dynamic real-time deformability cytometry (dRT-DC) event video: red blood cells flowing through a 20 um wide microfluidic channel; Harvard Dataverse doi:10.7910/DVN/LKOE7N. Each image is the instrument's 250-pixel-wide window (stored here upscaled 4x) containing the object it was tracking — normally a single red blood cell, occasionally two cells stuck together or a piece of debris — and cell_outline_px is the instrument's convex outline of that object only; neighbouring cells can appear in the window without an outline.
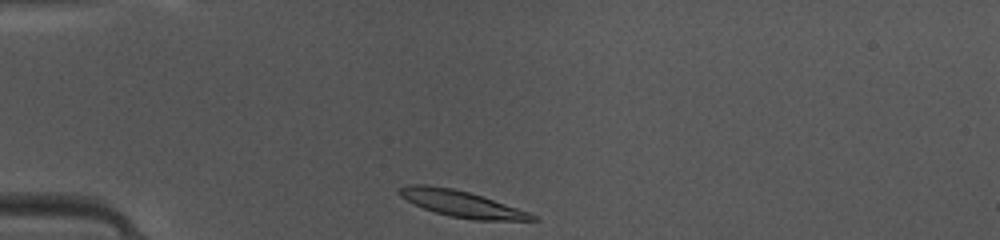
{"species": "common noctule bat (a hibernating species)", "species_latin": "Nyctalus noctula", "temperature_condition": "warm", "stored_images_in_passage": 37, "camera_frame_rate_fps": 3000, "um_per_image_px": 0.085, "animal": {"sex": "female", "body_mass_g": 10.0, "forearm_length_mm": 53.1}, "frame": {"image": 1, "passage_image": 1, "time_ms": 0.0, "image_size_px": [1000, 240], "cell_outline_px": [[540, 220], [472, 220], [452, 216], [436, 212], [424, 208], [400, 196], [396, 192], [396, 188], [408, 184], [428, 184], [452, 188], [468, 192], [528, 212], [536, 216]], "centroid_in_image_um": [39.15, 17.3], "position_along_channel_um": 45.8, "area_um2": 20.0}}
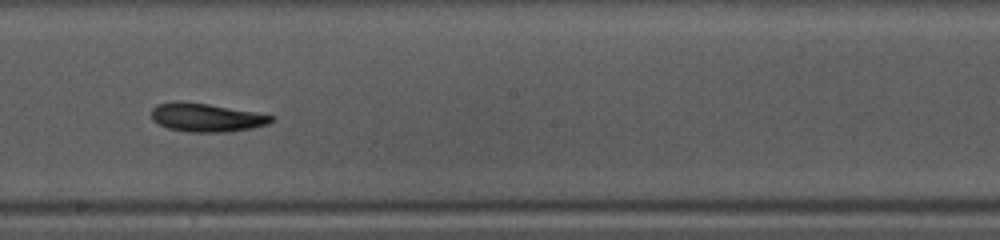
{"frame": {"image": 2, "passage_image": 16, "time_ms": 5.0, "image_size_px": [1000, 240], "cell_outline_px": [[276, 116], [268, 124], [252, 128], [224, 132], [188, 132], [168, 128], [152, 120], [152, 108], [156, 104], [176, 100], [208, 104], [256, 112]], "centroid_in_image_um": [17.52, 9.98], "position_along_channel_um": 230.7, "area_um2": 19.94}}
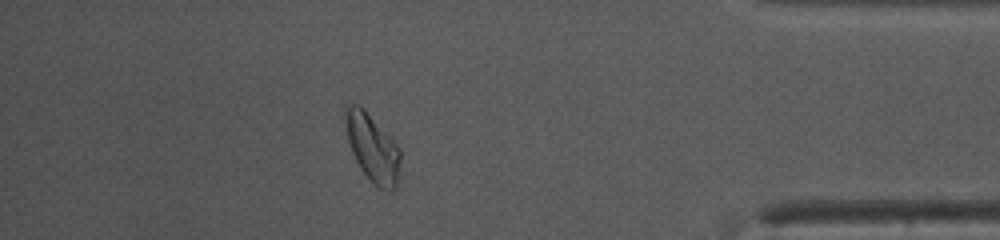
{"frame": {"image": 3, "passage_image": 31, "time_ms": 10.0, "image_size_px": [1000, 240], "cell_outline_px": [[400, 160], [396, 188], [392, 192], [388, 192], [376, 188], [360, 168], [352, 152], [348, 140], [344, 116], [344, 108], [352, 104], [360, 104], [364, 108], [400, 148]], "centroid_in_image_um": [31.66, 12.6], "position_along_channel_um": 403.5, "area_um2": 21.79}, "authors_computed_cell_mechanics": {"area_um2": 19.9988, "velocity_mm_per_s": 4.1263, "shape_relaxation_time_tau1_ms": 5.1306, "shape_relaxation_time_tau2_ms": 9.5276, "deformation_change_tau1": 0.1903, "deformation_change_tau2": 0.1946}}